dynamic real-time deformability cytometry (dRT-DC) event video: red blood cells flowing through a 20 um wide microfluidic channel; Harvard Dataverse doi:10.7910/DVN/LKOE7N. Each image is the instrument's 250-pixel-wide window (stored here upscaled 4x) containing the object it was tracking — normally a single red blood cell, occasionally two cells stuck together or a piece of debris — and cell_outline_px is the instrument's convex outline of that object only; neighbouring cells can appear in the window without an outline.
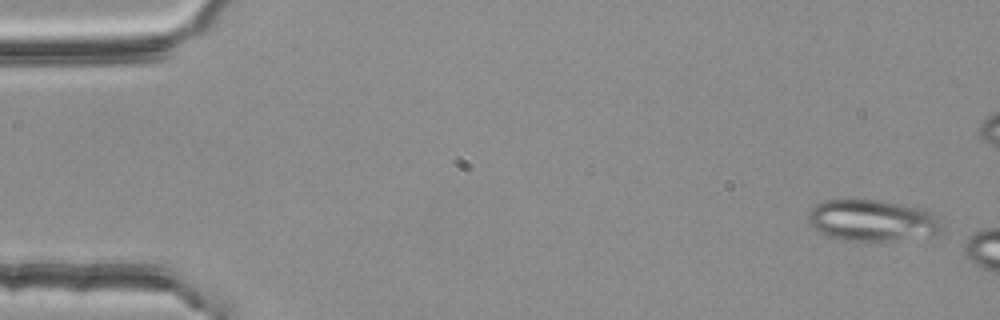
{"species": "common noctule bat (a hibernating species)", "species_latin": "Nyctalus noctula", "temperature_condition": "room temperature", "stored_images_in_passage": 8, "camera_frame_rate_fps": 3000, "um_per_image_px": 0.085, "animal": {"sex": "female", "body_mass_g": 25.1}, "frame": {"image": 1, "passage_image": 2, "time_ms": 0.333, "image_size_px": [1000, 320], "cell_outline_px": [[944, 232], [936, 236], [868, 244], [864, 244], [844, 240], [828, 236], [820, 232], [808, 220], [808, 212], [816, 204], [824, 200], [880, 200], [924, 208], [936, 212]], "centroid_in_image_um": [74.25, 18.79], "position_along_channel_um": 10.7, "area_um2": 33.58}}